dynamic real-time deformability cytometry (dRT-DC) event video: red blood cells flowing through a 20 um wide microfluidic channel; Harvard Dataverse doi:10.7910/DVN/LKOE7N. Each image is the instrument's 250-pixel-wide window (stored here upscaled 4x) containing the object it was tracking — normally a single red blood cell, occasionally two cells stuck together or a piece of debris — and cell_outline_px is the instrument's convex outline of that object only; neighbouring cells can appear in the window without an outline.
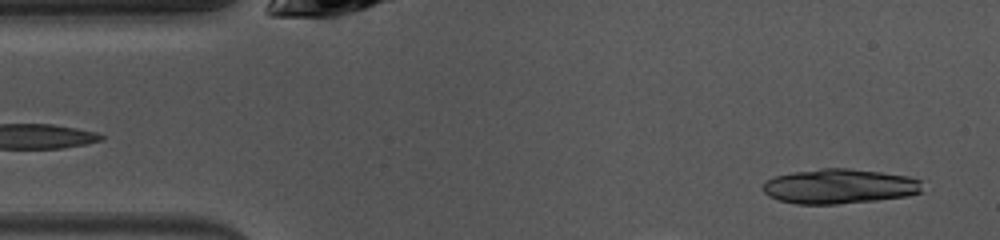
{"species": "common noctule bat (a hibernating species)", "species_latin": "Nyctalus noctula", "temperature_condition": "warm", "stored_images_in_passage": 6, "camera_frame_rate_fps": 3000, "um_per_image_px": 0.085, "animal": {"sex": "female", "body_mass_g": 10.0, "forearm_length_mm": 53.1}, "frame": {"image": 1, "passage_image": 1, "time_ms": 0.0, "image_size_px": [1000, 240], "cell_outline_px": [[924, 192], [908, 196], [876, 200], [836, 204], [796, 204], [780, 200], [768, 196], [764, 192], [764, 184], [768, 180], [776, 176], [792, 172], [820, 168], [848, 168], [880, 172], [908, 176], [920, 180]], "centroid_in_image_um": [71.39, 15.84], "position_along_channel_um": 13.6, "area_um2": 32.31}}